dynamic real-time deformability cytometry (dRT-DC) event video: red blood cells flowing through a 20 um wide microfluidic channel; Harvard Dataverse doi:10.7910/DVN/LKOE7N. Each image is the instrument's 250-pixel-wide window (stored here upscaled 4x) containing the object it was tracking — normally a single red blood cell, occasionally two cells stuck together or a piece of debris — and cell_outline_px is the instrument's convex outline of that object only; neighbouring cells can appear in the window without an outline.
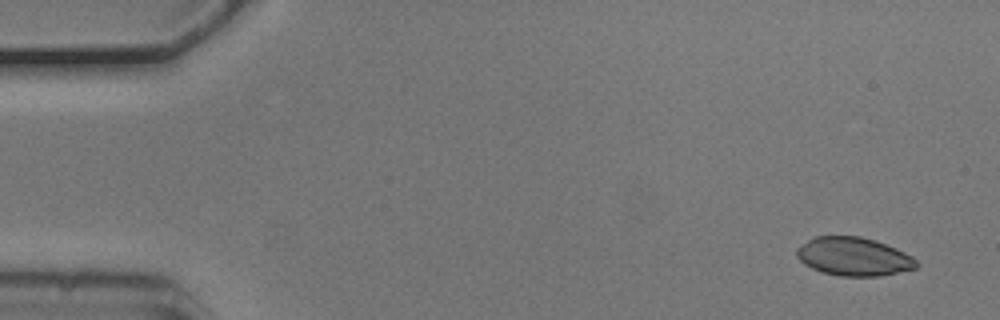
{"species": "common noctule bat (a hibernating species)", "species_latin": "Nyctalus noctula", "temperature_condition": "cold", "stored_images_in_passage": 5, "segment_of_instrument_passage": [2, 2], "camera_frame_rate_fps": 3000, "um_per_image_px": 0.085, "animal": {"sex": "male", "body_mass_g": 20.5, "forearm_length_mm": 52.5}, "frame": {"image": 1, "passage_image": 5, "time_ms": 1.333, "image_size_px": [1000, 320], "cell_outline_px": [[920, 264], [916, 268], [880, 276], [840, 276], [824, 272], [812, 268], [804, 264], [796, 256], [796, 248], [812, 236], [860, 236], [896, 248], [912, 256]], "centroid_in_image_um": [72.54, 21.8], "position_along_channel_um": 12.5, "area_um2": 26.76}}